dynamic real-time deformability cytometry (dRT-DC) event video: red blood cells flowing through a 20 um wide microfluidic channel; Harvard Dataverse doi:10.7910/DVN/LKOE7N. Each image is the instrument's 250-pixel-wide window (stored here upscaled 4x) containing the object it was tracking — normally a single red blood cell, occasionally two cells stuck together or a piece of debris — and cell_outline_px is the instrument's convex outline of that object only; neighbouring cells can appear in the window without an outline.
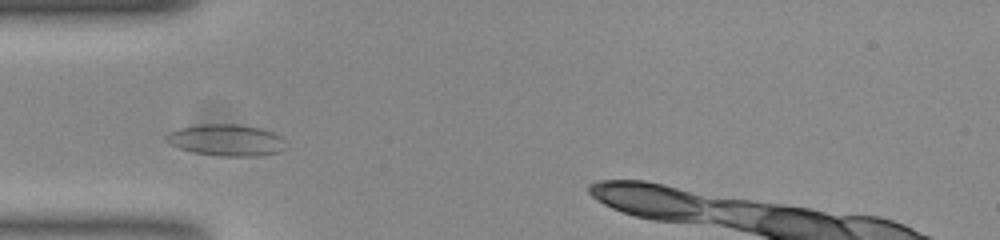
{"species": "common noctule bat (a hibernating species)", "species_latin": "Nyctalus noctula", "temperature_condition": "room temperature", "stored_images_in_passage": 48, "camera_frame_rate_fps": 3000, "um_per_image_px": 0.085, "animal": {"sex": "female", "body_mass_g": 23.0, "forearm_length_mm": 53.4}, "frame": {"image": 1, "passage_image": 9, "time_ms": 2.667, "image_size_px": [1000, 240], "cell_outline_px": [[284, 148], [280, 152], [256, 156], [220, 156], [196, 152], [180, 148], [164, 140], [172, 132], [180, 128], [200, 124], [236, 124], [260, 128], [272, 132], [280, 136], [284, 140]], "centroid_in_image_um": [19.28, 11.91], "position_along_channel_um": 65.7, "area_um2": 21.62}}
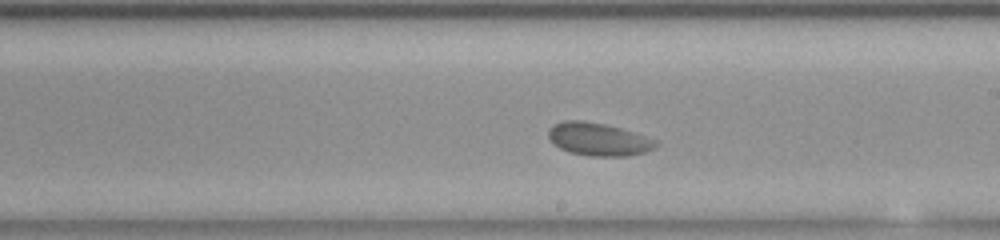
{"frame": {"image": 2, "passage_image": 23, "time_ms": 7.333, "image_size_px": [1000, 240], "cell_outline_px": [[660, 144], [656, 148], [644, 152], [628, 156], [588, 156], [572, 152], [560, 148], [552, 144], [548, 136], [548, 132], [552, 124], [564, 120], [580, 120], [604, 124], [620, 128], [660, 140]], "centroid_in_image_um": [50.9, 11.84], "position_along_channel_um": 238.1, "area_um2": 20.81}}
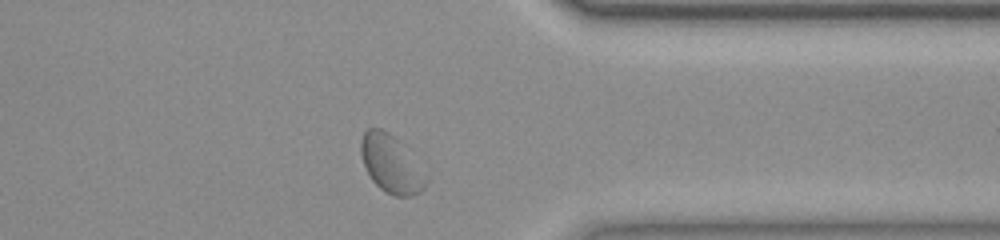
{"frame": {"image": 3, "passage_image": 35, "time_ms": 11.333, "image_size_px": [1000, 240], "cell_outline_px": [[428, 180], [424, 188], [420, 192], [412, 196], [396, 196], [384, 192], [372, 180], [364, 164], [360, 152], [360, 144], [364, 132], [368, 128], [380, 128], [388, 132], [396, 140]], "centroid_in_image_um": [33.18, 13.97], "position_along_channel_um": 378.2, "area_um2": 20.92}, "authors_computed_cell_mechanics": {"area_um2": 20.8658, "velocity_mm_per_s": 3.7111, "shape_relaxation_time_tau1_ms": 3.8085, "shape_relaxation_time_tau2_ms": 1.5238, "deformation_change_tau1": 0.0753, "deformation_change_tau2": 0.0477}}